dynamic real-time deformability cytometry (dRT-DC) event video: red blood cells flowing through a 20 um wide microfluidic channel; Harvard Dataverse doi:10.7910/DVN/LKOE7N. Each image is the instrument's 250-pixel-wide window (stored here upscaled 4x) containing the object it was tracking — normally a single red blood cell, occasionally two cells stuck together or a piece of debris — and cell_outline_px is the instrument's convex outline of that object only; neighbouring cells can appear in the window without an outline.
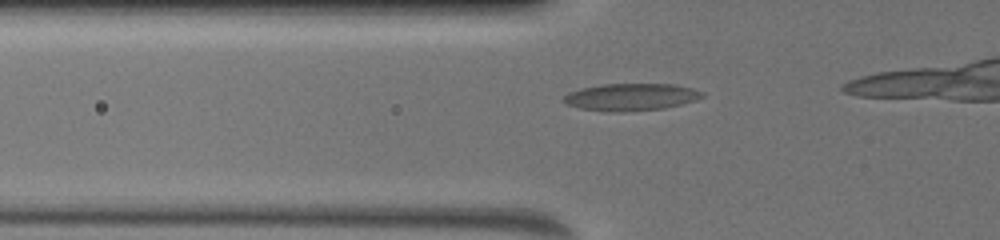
{"species": "common noctule bat (a hibernating species)", "species_latin": "Nyctalus noctula", "temperature_condition": "warm", "stored_images_in_passage": 5, "camera_frame_rate_fps": 3000, "um_per_image_px": 0.085, "animal": {"sex": "female", "body_mass_g": 19.5, "forearm_length_mm": 54.1}, "frame": {"image": 1, "passage_image": 2, "time_ms": 0.667, "image_size_px": [1000, 240], "cell_outline_px": [[704, 96], [696, 100], [664, 108], [624, 112], [580, 108], [568, 104], [564, 100], [564, 96], [568, 92], [580, 88], [604, 84], [676, 84], [692, 88], [704, 92]], "centroid_in_image_um": [53.67, 8.23], "position_along_channel_um": 72.1, "area_um2": 21.73}}
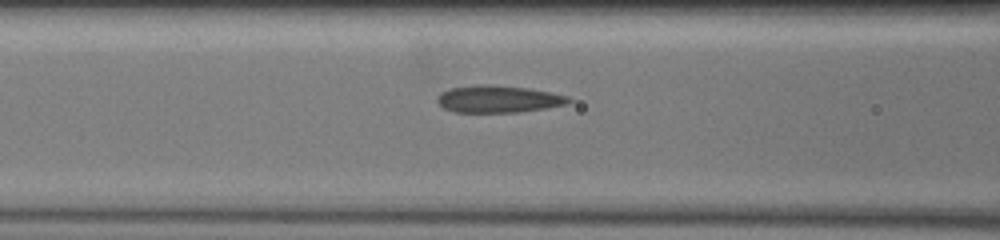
{"frame": {"image": 2, "passage_image": 4, "time_ms": 2.0, "image_size_px": [1000, 240], "cell_outline_px": [[572, 100], [564, 104], [544, 108], [516, 112], [456, 112], [444, 108], [436, 100], [440, 92], [452, 88], [528, 88], [568, 96]], "centroid_in_image_um": [42.37, 8.48], "position_along_channel_um": 124.2, "area_um2": 19.25}}